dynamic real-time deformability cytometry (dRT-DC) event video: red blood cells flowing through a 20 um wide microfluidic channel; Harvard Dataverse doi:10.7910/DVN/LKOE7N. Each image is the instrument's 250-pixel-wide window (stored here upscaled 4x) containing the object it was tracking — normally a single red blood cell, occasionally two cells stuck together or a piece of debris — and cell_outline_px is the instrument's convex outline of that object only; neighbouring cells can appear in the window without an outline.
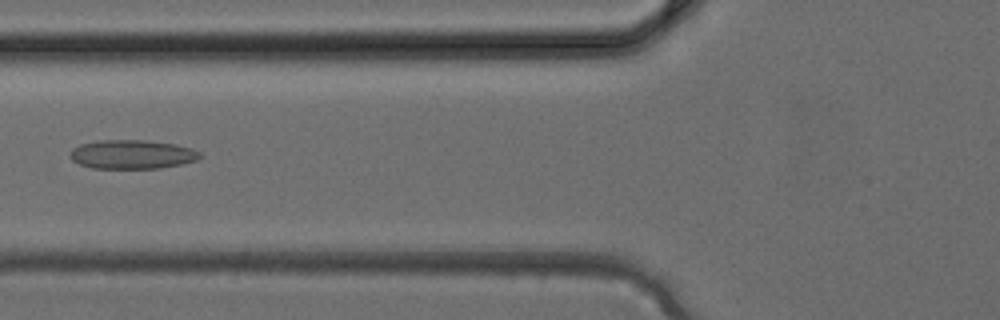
{"species": "common noctule bat (a hibernating species)", "species_latin": "Nyctalus noctula", "temperature_condition": "cold", "stored_images_in_passage": 38, "camera_frame_rate_fps": 3000, "um_per_image_px": 0.085, "animal": {"sex": "female", "body_mass_g": 24.6, "forearm_length_mm": 56.2}, "frame": {"image": 1, "passage_image": 15, "time_ms": 4.667, "image_size_px": [1000, 320], "cell_outline_px": [[204, 156], [196, 160], [180, 164], [160, 168], [92, 168], [80, 164], [72, 160], [72, 148], [80, 144], [96, 140], [144, 140], [176, 144], [192, 148], [200, 152]], "centroid_in_image_um": [11.26, 13.11], "position_along_channel_um": 114.5, "area_um2": 21.91}}
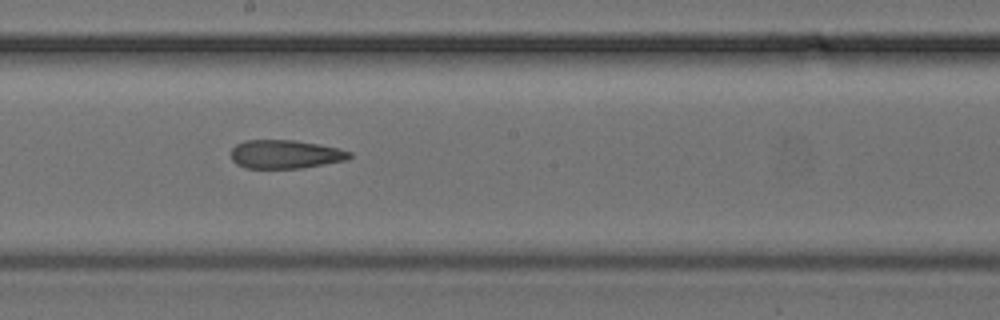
{"frame": {"image": 2, "passage_image": 21, "time_ms": 6.667, "image_size_px": [1000, 320], "cell_outline_px": [[352, 156], [348, 160], [300, 168], [244, 168], [236, 164], [232, 160], [232, 148], [236, 144], [244, 140], [296, 140], [336, 148], [352, 152]], "centroid_in_image_um": [24.23, 13.11], "position_along_channel_um": 224.0, "area_um2": 19.71}}
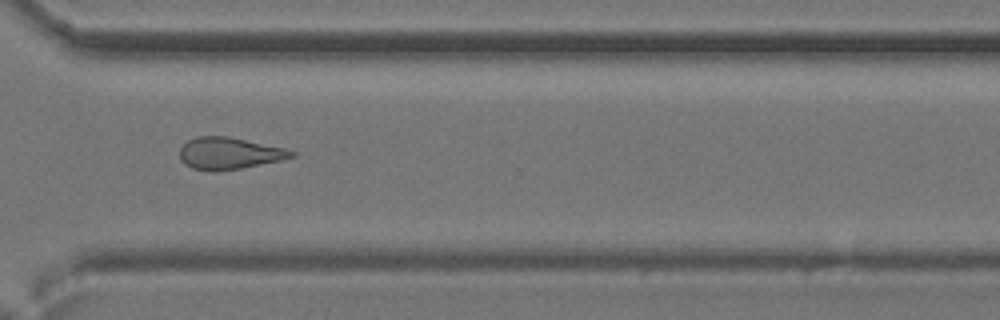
{"frame": {"image": 3, "passage_image": 28, "time_ms": 9.0, "image_size_px": [1000, 320], "cell_outline_px": [[296, 156], [280, 160], [240, 168], [216, 172], [208, 172], [192, 168], [184, 164], [180, 160], [180, 148], [188, 140], [196, 136], [228, 136], [284, 148], [296, 152]], "centroid_in_image_um": [19.44, 13.04], "position_along_channel_um": 351.2, "area_um2": 20.81}}